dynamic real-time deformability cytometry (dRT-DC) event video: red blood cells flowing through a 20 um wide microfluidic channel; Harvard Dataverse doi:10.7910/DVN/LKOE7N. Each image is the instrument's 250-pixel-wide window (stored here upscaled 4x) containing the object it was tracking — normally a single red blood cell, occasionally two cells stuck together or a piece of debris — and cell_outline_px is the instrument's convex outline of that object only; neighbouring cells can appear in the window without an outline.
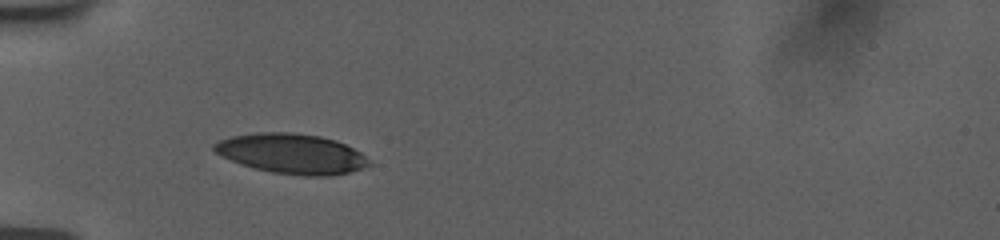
{"species": "human", "species_latin": "Homo sapiens", "temperature_condition": "room temperature", "stored_images_in_passage": 4, "camera_frame_rate_fps": 3000, "um_per_image_px": 0.085, "donor": {"sex": "female"}, "frame": {"image": 1, "passage_image": 3, "time_ms": 2.0, "image_size_px": [1000, 240], "cell_outline_px": [[372, 164], [364, 168], [348, 172], [328, 176], [304, 176], [272, 172], [252, 168], [240, 164], [216, 152], [212, 148], [212, 144], [220, 140], [232, 136], [256, 132], [292, 132], [320, 136], [336, 140], [360, 152]], "centroid_in_image_um": [24.79, 13.06], "position_along_channel_um": 60.2, "area_um2": 36.01}}